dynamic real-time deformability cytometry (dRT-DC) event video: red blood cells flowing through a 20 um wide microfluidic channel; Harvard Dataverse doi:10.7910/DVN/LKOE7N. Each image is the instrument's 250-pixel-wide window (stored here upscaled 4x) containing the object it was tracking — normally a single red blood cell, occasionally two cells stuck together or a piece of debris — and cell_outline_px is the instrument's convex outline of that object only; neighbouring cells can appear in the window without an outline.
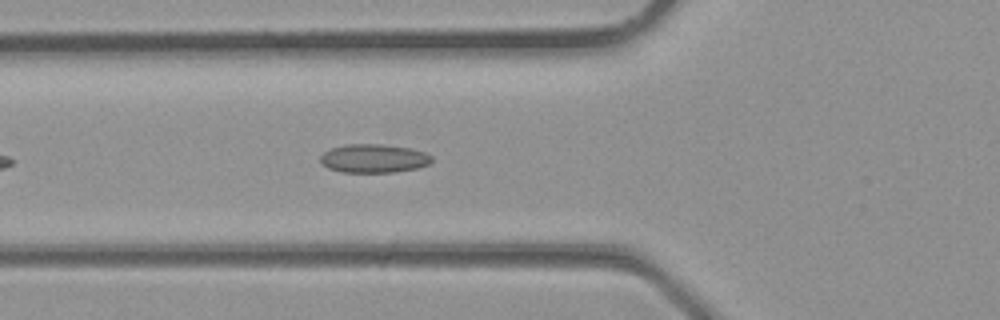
{"species": "common noctule bat (a hibernating species)", "species_latin": "Nyctalus noctula", "temperature_condition": "room temperature", "stored_images_in_passage": 33, "camera_frame_rate_fps": 3000, "um_per_image_px": 0.085, "animal": {"sex": "male", "body_mass_g": 23.1, "forearm_length_mm": 52.7}, "frame": {"image": 1, "passage_image": 12, "time_ms": 3.667, "image_size_px": [1000, 320], "cell_outline_px": [[432, 160], [428, 164], [416, 168], [396, 172], [340, 172], [328, 168], [320, 160], [320, 156], [324, 152], [332, 148], [344, 144], [380, 144], [412, 148], [424, 152], [432, 156]], "centroid_in_image_um": [31.77, 13.46], "position_along_channel_um": 94.0, "area_um2": 18.55}}
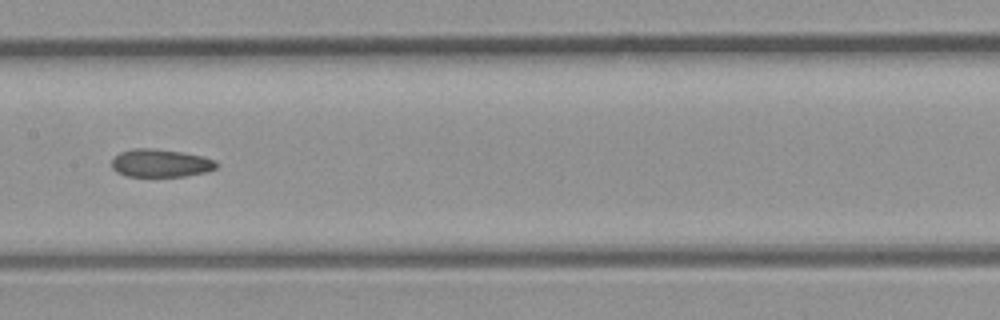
{"frame": {"image": 2, "passage_image": 17, "time_ms": 5.333, "image_size_px": [1000, 320], "cell_outline_px": [[220, 164], [216, 168], [204, 172], [184, 176], [124, 176], [116, 172], [112, 168], [112, 160], [120, 152], [132, 148], [152, 148], [180, 152], [204, 156], [216, 160]], "centroid_in_image_um": [13.65, 13.86], "position_along_channel_um": 193.7, "area_um2": 17.11}}
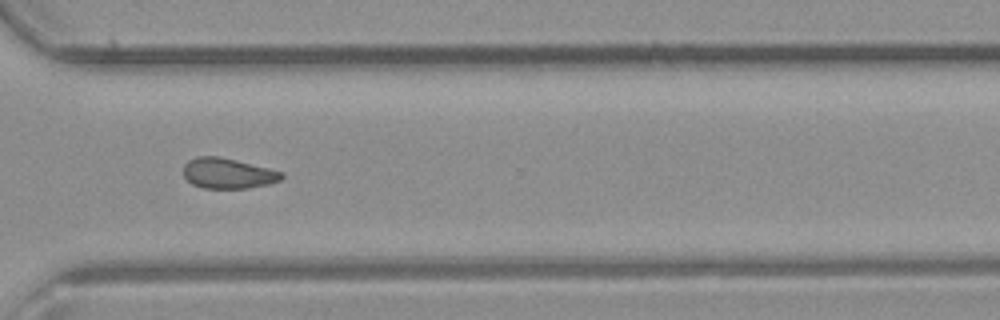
{"frame": {"image": 3, "passage_image": 25, "time_ms": 8.0, "image_size_px": [1000, 320], "cell_outline_px": [[284, 176], [280, 180], [268, 184], [248, 188], [204, 188], [192, 184], [184, 176], [184, 164], [188, 160], [196, 156], [220, 156], [284, 172]], "centroid_in_image_um": [19.36, 14.72], "position_along_channel_um": 351.2, "area_um2": 17.4}}